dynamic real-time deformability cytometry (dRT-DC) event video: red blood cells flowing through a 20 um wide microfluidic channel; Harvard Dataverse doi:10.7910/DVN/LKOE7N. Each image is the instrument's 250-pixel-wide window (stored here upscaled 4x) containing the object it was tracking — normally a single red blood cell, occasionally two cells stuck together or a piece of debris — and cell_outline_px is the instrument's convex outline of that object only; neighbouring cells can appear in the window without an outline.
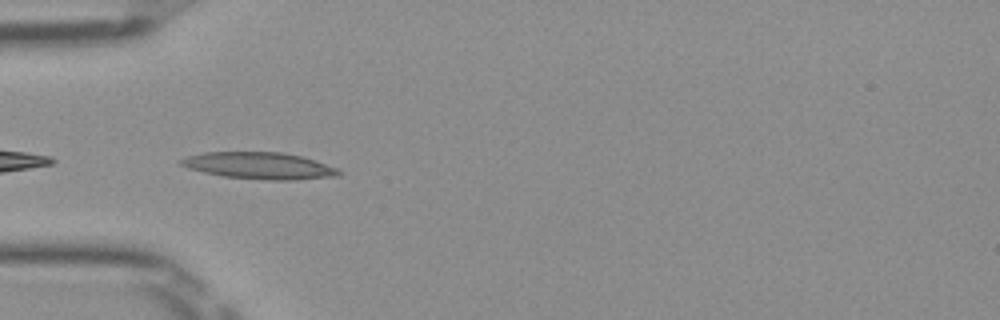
{"species": "Egyptian fruit bat (a non-hibernating species)", "species_latin": "Rousettus aegyptiacus", "temperature_condition": "room temperature", "stored_images_in_passage": 35, "camera_frame_rate_fps": 3000, "um_per_image_px": 0.085, "frame": {"image": 1, "passage_image": 1, "time_ms": 0.0, "image_size_px": [1000, 320], "cell_outline_px": [[340, 176], [292, 180], [268, 180], [224, 176], [204, 172], [188, 168], [180, 164], [176, 160], [188, 156], [204, 152], [280, 152], [304, 156], [340, 168]], "centroid_in_image_um": [22.09, 14.08], "position_along_channel_um": 62.9, "area_um2": 24.8}}
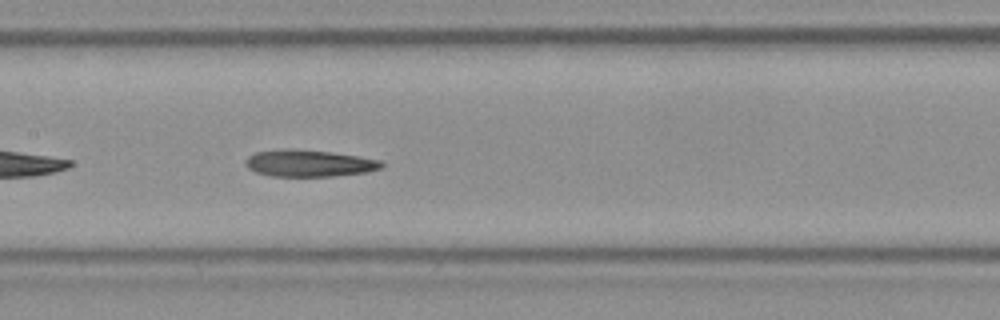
{"frame": {"image": 2, "passage_image": 10, "time_ms": 3.0, "image_size_px": [1000, 320], "cell_outline_px": [[384, 164], [380, 168], [368, 172], [332, 176], [272, 176], [256, 172], [248, 168], [244, 164], [244, 160], [248, 156], [256, 152], [280, 148], [288, 148], [332, 152], [380, 160]], "centroid_in_image_um": [26.22, 13.87], "position_along_channel_um": 181.2, "area_um2": 21.33}}
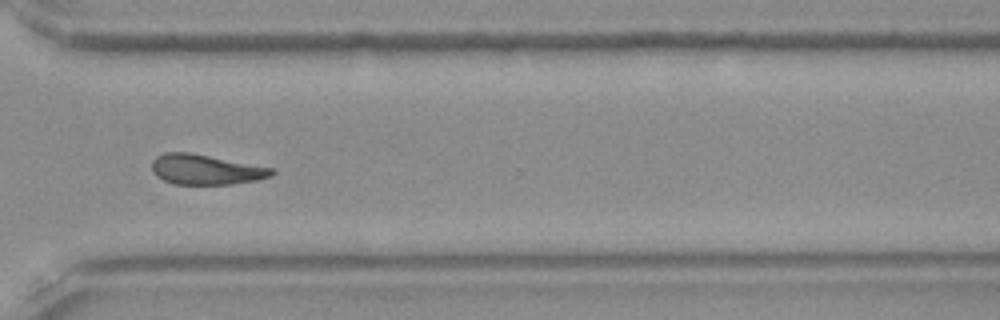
{"frame": {"image": 3, "passage_image": 23, "time_ms": 7.333, "image_size_px": [1000, 320], "cell_outline_px": [[276, 172], [272, 176], [256, 180], [232, 184], [176, 184], [164, 180], [156, 176], [152, 172], [152, 160], [156, 156], [164, 152], [188, 152], [276, 168]], "centroid_in_image_um": [17.51, 14.4], "position_along_channel_um": 353.1, "area_um2": 21.15}}